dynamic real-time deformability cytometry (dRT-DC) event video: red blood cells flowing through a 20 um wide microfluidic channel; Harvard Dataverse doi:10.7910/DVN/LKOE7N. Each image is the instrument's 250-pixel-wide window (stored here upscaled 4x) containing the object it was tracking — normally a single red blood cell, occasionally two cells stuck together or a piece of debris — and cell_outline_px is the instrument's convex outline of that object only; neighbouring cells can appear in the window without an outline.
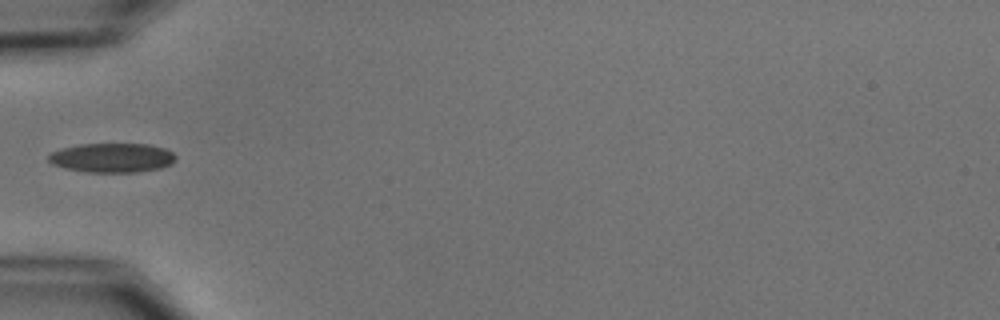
{"species": "common noctule bat (a hibernating species)", "species_latin": "Nyctalus noctula", "temperature_condition": "cold", "stored_images_in_passage": 1, "camera_frame_rate_fps": 3000, "um_per_image_px": 0.085, "animal": {"sex": "male", "body_mass_g": 15.6}, "frame": {"image": 1, "passage_image": 1, "time_ms": 0.0, "image_size_px": [1000, 320], "cell_outline_px": [[176, 160], [172, 164], [160, 168], [136, 172], [88, 172], [64, 168], [52, 164], [48, 160], [48, 156], [52, 152], [64, 148], [80, 144], [148, 144], [164, 148], [172, 152], [176, 156]], "centroid_in_image_um": [9.55, 13.41], "position_along_channel_um": 75.4, "area_um2": 21.68}}